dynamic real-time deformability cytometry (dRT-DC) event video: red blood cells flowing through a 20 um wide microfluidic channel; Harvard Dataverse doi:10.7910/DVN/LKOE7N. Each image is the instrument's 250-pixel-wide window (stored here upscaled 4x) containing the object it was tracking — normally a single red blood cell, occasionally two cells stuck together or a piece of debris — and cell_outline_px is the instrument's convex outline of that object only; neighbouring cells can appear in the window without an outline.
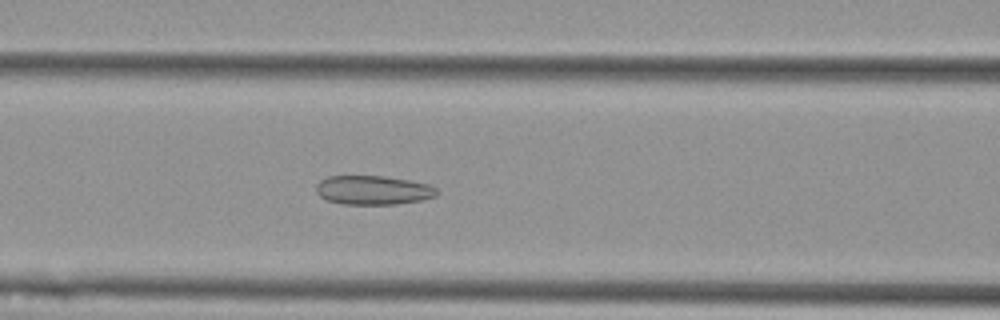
{"species": "Egyptian fruit bat (a non-hibernating species)", "species_latin": "Rousettus aegyptiacus", "temperature_condition": "cold", "stored_images_in_passage": 28, "camera_frame_rate_fps": 3000, "um_per_image_px": 0.085, "animal": {"sex": "female"}, "frame": {"image": 1, "passage_image": 23, "time_ms": 7.333, "image_size_px": [1000, 320], "cell_outline_px": [[440, 192], [436, 196], [420, 200], [396, 204], [344, 204], [328, 200], [320, 196], [316, 192], [316, 184], [320, 180], [328, 176], [384, 176], [408, 180], [428, 184], [436, 188]], "centroid_in_image_um": [31.71, 16.16], "position_along_channel_um": 134.9, "area_um2": 20.4}}
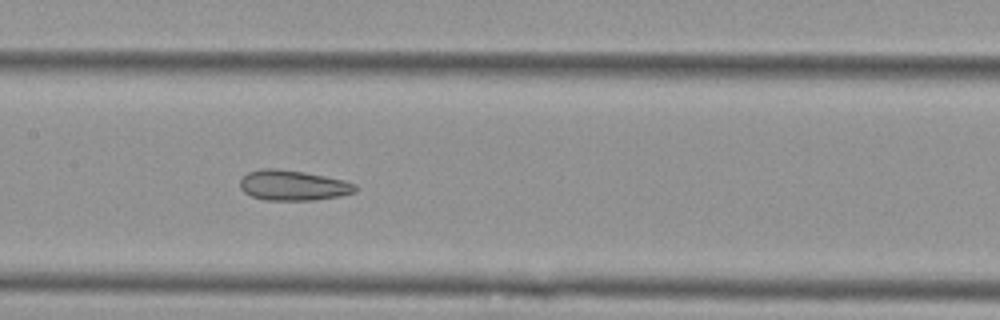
{"frame": {"image": 2, "passage_image": 27, "time_ms": 8.667, "image_size_px": [1000, 320], "cell_outline_px": [[356, 192], [340, 196], [316, 200], [264, 200], [252, 196], [244, 192], [240, 188], [240, 180], [248, 172], [264, 168], [276, 168], [304, 172], [344, 180], [356, 184]], "centroid_in_image_um": [24.91, 15.76], "position_along_channel_um": 182.5, "area_um2": 20.35}}